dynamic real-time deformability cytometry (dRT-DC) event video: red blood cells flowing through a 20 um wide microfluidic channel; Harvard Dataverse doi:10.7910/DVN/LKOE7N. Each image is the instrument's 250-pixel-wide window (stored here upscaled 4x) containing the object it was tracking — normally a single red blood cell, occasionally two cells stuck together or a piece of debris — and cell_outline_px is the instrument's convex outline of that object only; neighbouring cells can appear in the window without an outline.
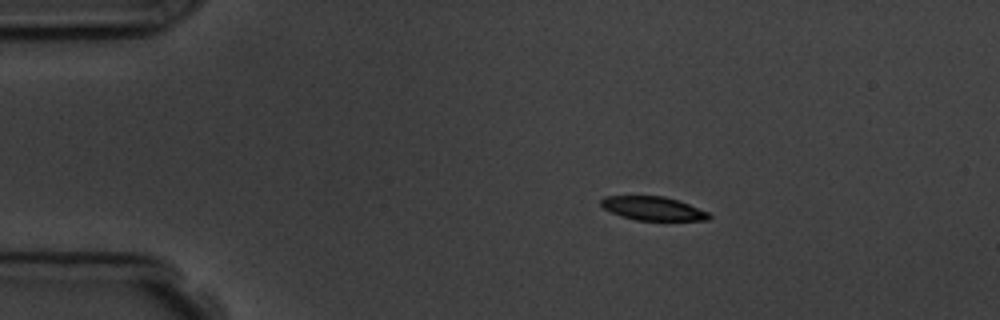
{"species": "common noctule bat (a hibernating species)", "species_latin": "Nyctalus noctula", "temperature_condition": "room temperature", "stored_images_in_passage": 5, "camera_frame_rate_fps": 3000, "um_per_image_px": 0.085, "animal": {"sex": "male", "body_mass_g": 19.5, "forearm_length_mm": 54.6}, "frame": {"image": 1, "passage_image": 2, "time_ms": 1.333, "image_size_px": [1000, 320], "cell_outline_px": [[712, 216], [708, 220], [636, 220], [620, 216], [604, 208], [600, 204], [600, 200], [604, 196], [664, 196], [688, 204], [708, 212]], "centroid_in_image_um": [55.48, 17.72], "position_along_channel_um": 29.5, "area_um2": 14.8}}
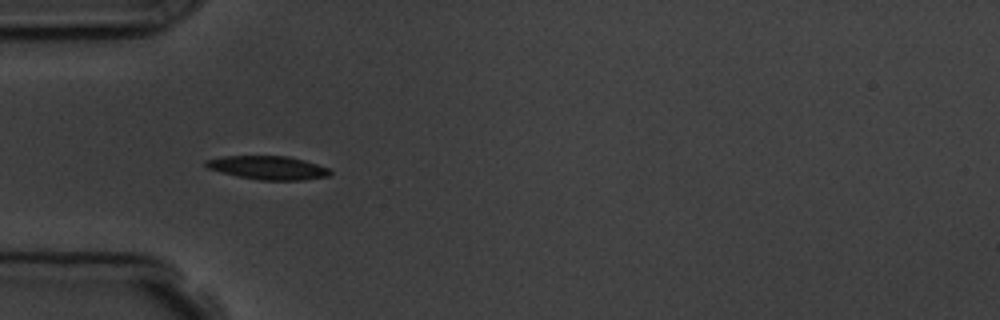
{"frame": {"image": 2, "passage_image": 4, "time_ms": 3.667, "image_size_px": [1000, 320], "cell_outline_px": [[332, 172], [328, 176], [304, 180], [260, 180], [236, 176], [208, 168], [204, 164], [204, 160], [224, 156], [288, 156], [304, 160], [328, 168]], "centroid_in_image_um": [22.77, 14.25], "position_along_channel_um": 62.2, "area_um2": 16.99}}